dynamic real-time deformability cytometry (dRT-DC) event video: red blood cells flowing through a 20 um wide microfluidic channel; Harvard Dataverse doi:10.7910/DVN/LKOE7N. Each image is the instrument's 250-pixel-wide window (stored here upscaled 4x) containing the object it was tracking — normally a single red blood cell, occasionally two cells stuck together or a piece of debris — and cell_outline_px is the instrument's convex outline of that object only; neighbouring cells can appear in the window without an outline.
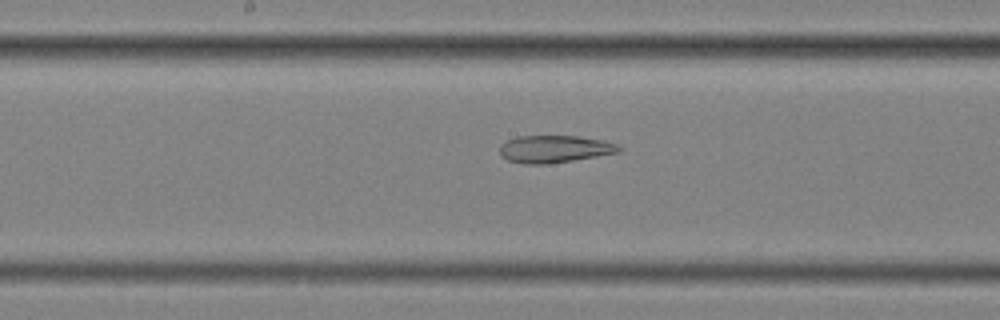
{"species": "common noctule bat (a hibernating species)", "species_latin": "Nyctalus noctula", "temperature_condition": "cold", "stored_images_in_passage": 57, "segment_of_instrument_passage": [2, 2], "camera_frame_rate_fps": 3000, "um_per_image_px": 0.085, "animal": {"sex": "female", "body_mass_g": 25.1}, "frame": {"image": 1, "passage_image": 30, "time_ms": 9.667, "image_size_px": [1000, 320], "cell_outline_px": [[624, 148], [620, 152], [548, 164], [524, 164], [508, 160], [500, 152], [500, 144], [516, 136], [580, 136], [604, 140], [616, 144]], "centroid_in_image_um": [47.16, 12.66], "position_along_channel_um": 201.0, "area_um2": 18.96}}
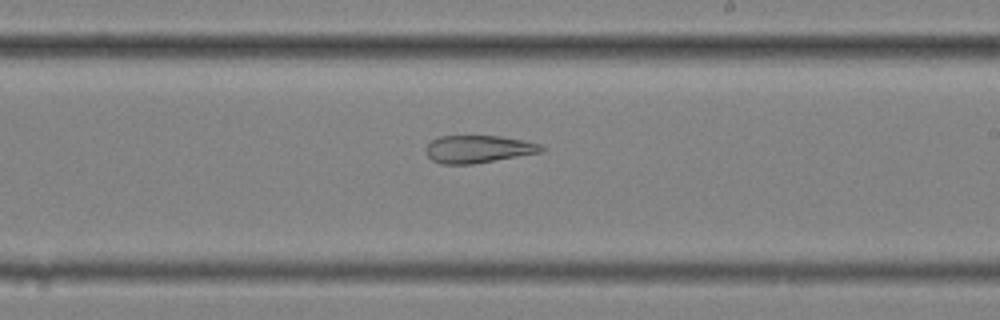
{"frame": {"image": 2, "passage_image": 34, "time_ms": 11.0, "image_size_px": [1000, 320], "cell_outline_px": [[548, 148], [544, 152], [472, 164], [444, 164], [432, 160], [428, 156], [424, 148], [432, 140], [440, 136], [500, 136], [524, 140], [540, 144]], "centroid_in_image_um": [40.7, 12.67], "position_along_channel_um": 248.3, "area_um2": 18.67}}
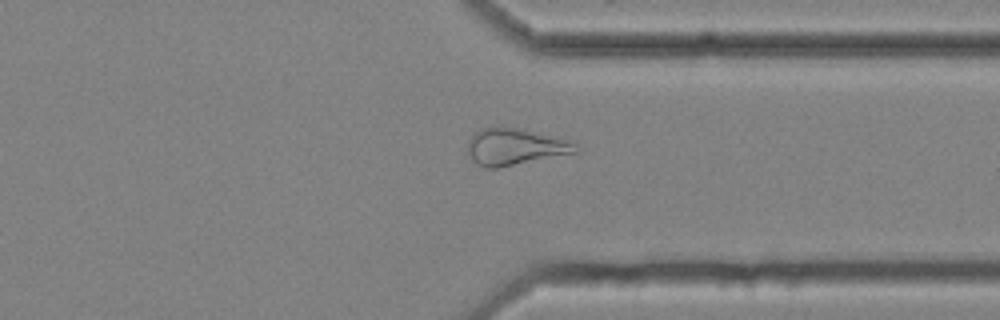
{"frame": {"image": 3, "passage_image": 44, "time_ms": 14.333, "image_size_px": [1000, 320], "cell_outline_px": [[580, 152], [496, 168], [484, 168], [476, 164], [472, 160], [468, 152], [468, 140], [480, 128], [524, 128], [568, 140], [576, 144], [580, 148]], "centroid_in_image_um": [43.81, 12.48], "position_along_channel_um": 367.6, "area_um2": 23.12}}